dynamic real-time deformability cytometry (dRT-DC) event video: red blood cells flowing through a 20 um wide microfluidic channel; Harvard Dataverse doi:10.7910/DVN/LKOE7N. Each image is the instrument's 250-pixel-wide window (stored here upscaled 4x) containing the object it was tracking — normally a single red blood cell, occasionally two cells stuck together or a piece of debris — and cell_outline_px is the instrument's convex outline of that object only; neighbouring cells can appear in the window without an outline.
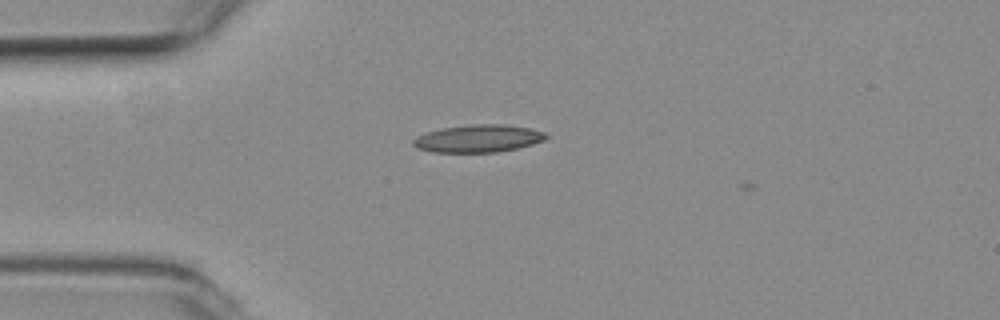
{"species": "common noctule bat (a hibernating species)", "species_latin": "Nyctalus noctula", "temperature_condition": "room temperature", "stored_images_in_passage": 4, "camera_frame_rate_fps": 3000, "um_per_image_px": 0.085, "animal": {"sex": "female", "body_mass_g": 19.3, "forearm_length_mm": 54.1}, "frame": {"image": 1, "passage_image": 3, "time_ms": 0.667, "image_size_px": [1000, 320], "cell_outline_px": [[548, 136], [544, 140], [532, 144], [500, 152], [432, 152], [416, 148], [412, 144], [412, 140], [416, 136], [440, 128], [472, 124], [500, 124], [532, 128], [544, 132]], "centroid_in_image_um": [40.62, 11.77], "position_along_channel_um": 44.4, "area_um2": 21.39}}